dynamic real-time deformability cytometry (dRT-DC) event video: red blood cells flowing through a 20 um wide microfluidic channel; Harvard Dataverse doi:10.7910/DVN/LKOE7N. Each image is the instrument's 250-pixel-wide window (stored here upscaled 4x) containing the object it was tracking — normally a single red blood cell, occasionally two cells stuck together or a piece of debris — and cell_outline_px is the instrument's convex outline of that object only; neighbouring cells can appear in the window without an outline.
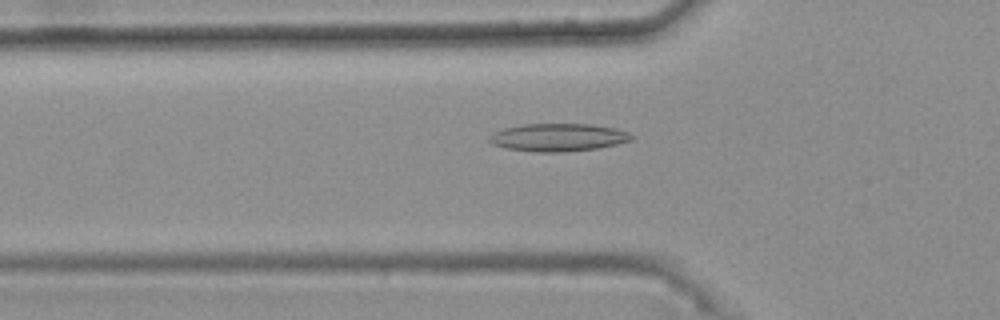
{"species": "common noctule bat (a hibernating species)", "species_latin": "Nyctalus noctula", "temperature_condition": "warm", "stored_images_in_passage": 49, "camera_frame_rate_fps": 3000, "um_per_image_px": 0.085, "animal": {"sex": "female", "body_mass_g": 25.1}, "frame": {"image": 1, "passage_image": 18, "time_ms": 5.667, "image_size_px": [1000, 320], "cell_outline_px": [[636, 136], [632, 140], [616, 144], [596, 148], [564, 152], [532, 152], [504, 148], [492, 144], [488, 140], [488, 136], [504, 128], [524, 124], [592, 124], [616, 128], [628, 132]], "centroid_in_image_um": [47.45, 11.68], "position_along_channel_um": 78.4, "area_um2": 23.18}}
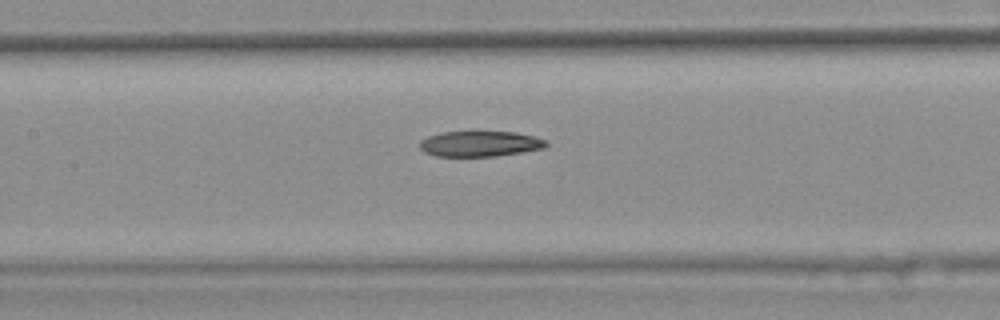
{"frame": {"image": 2, "passage_image": 25, "time_ms": 8.0, "image_size_px": [1000, 320], "cell_outline_px": [[548, 144], [544, 148], [496, 156], [436, 156], [424, 152], [420, 148], [420, 140], [428, 136], [440, 132], [516, 132], [536, 136], [548, 140]], "centroid_in_image_um": [40.81, 12.21], "position_along_channel_um": 166.6, "area_um2": 18.84}}
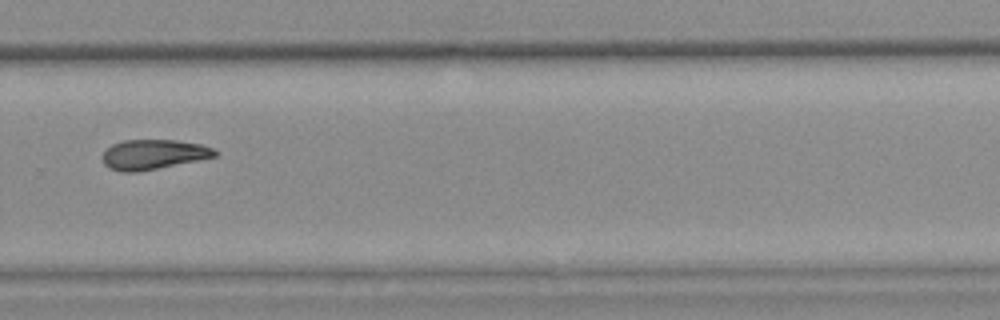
{"frame": {"image": 3, "passage_image": 37, "time_ms": 12.0, "image_size_px": [1000, 320], "cell_outline_px": [[216, 156], [200, 160], [136, 172], [120, 172], [108, 168], [104, 164], [100, 156], [112, 144], [124, 140], [176, 140], [200, 144], [212, 148], [216, 152]], "centroid_in_image_um": [12.99, 13.13], "position_along_channel_um": 316.8, "area_um2": 19.54}, "authors_computed_cell_mechanics": {"area_um2": 20.0566, "velocity_mm_per_s": 3.7602, "shape_relaxation_time_tau1_ms": null, "shape_relaxation_time_tau2_ms": 4.849, "deformation_change_tau1": null, "deformation_change_tau2": 0.1062}}